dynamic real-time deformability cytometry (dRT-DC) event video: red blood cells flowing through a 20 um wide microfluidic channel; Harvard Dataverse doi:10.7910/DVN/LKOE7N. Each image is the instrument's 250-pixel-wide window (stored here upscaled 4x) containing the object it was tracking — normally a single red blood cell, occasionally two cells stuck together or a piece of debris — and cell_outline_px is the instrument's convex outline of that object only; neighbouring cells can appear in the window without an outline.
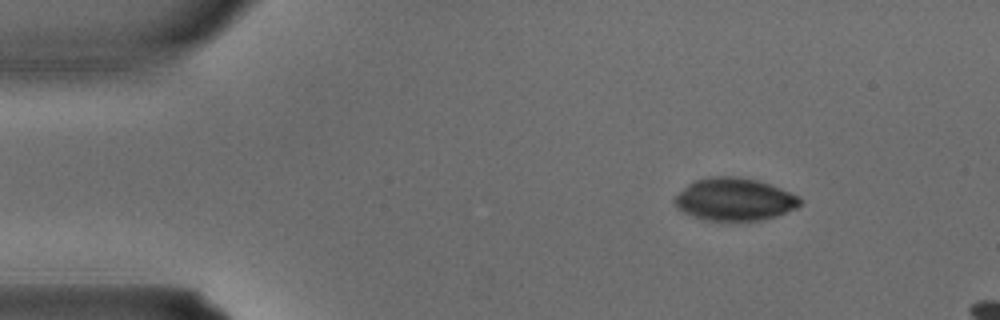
{"species": "common noctule bat (a hibernating species)", "species_latin": "Nyctalus noctula", "temperature_condition": "warm", "stored_images_in_passage": 3, "camera_frame_rate_fps": 3000, "um_per_image_px": 0.085, "animal": {"sex": "male", "body_mass_g": 15.6}, "frame": {"image": 1, "passage_image": 3, "time_ms": 0.667, "image_size_px": [1000, 320], "cell_outline_px": [[800, 204], [796, 208], [776, 216], [760, 220], [704, 220], [684, 212], [676, 208], [672, 200], [688, 184], [704, 176], [736, 176], [756, 180], [780, 188], [800, 196]], "centroid_in_image_um": [62.4, 16.93], "position_along_channel_um": 22.6, "area_um2": 30.98}}